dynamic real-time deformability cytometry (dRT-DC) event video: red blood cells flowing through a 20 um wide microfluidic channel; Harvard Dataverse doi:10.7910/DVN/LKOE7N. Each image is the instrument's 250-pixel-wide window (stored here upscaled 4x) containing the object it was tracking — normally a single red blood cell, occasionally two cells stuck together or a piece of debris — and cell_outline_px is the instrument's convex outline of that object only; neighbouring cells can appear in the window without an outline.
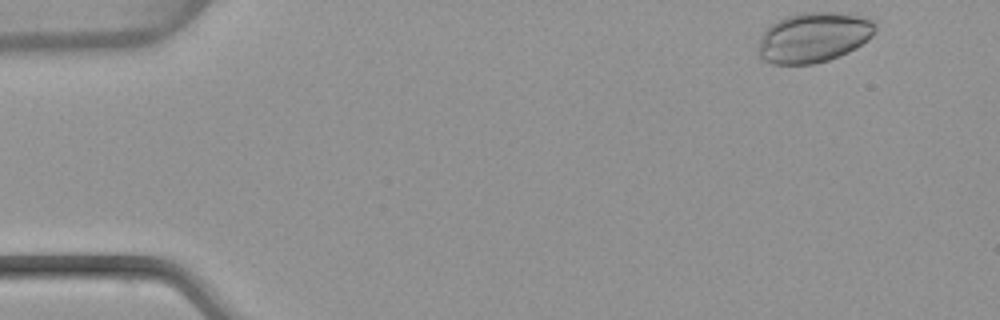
{"species": "common noctule bat (a hibernating species)", "species_latin": "Nyctalus noctula", "temperature_condition": "warm", "stored_images_in_passage": 47, "camera_frame_rate_fps": 3000, "um_per_image_px": 0.085, "animal": {"sex": "female", "body_mass_g": 22.7, "forearm_length_mm": 54.2}, "frame": {"image": 1, "passage_image": 1, "time_ms": 0.0, "image_size_px": [1000, 320], "cell_outline_px": [[876, 32], [868, 40], [856, 48], [840, 56], [828, 60], [812, 64], [772, 64], [764, 60], [756, 52], [756, 48], [760, 36], [776, 20], [784, 16], [800, 12], [836, 12], [868, 16], [876, 20]], "centroid_in_image_um": [69.18, 3.16], "position_along_channel_um": 15.8, "area_um2": 34.91}}
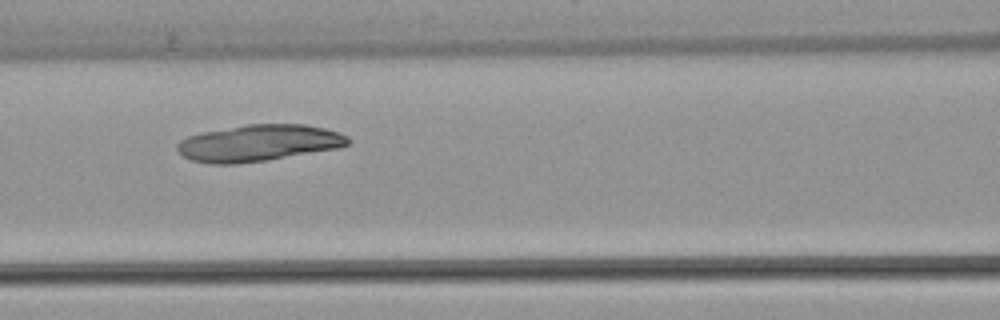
{"frame": {"image": 2, "passage_image": 19, "time_ms": 6.0, "image_size_px": [1000, 320], "cell_outline_px": [[352, 140], [348, 144], [336, 148], [264, 160], [236, 164], [208, 164], [192, 160], [184, 156], [176, 148], [176, 144], [180, 140], [188, 136], [200, 132], [244, 124], [304, 124], [324, 128], [348, 136]], "centroid_in_image_um": [21.93, 12.14], "position_along_channel_um": 144.7, "area_um2": 36.24}}
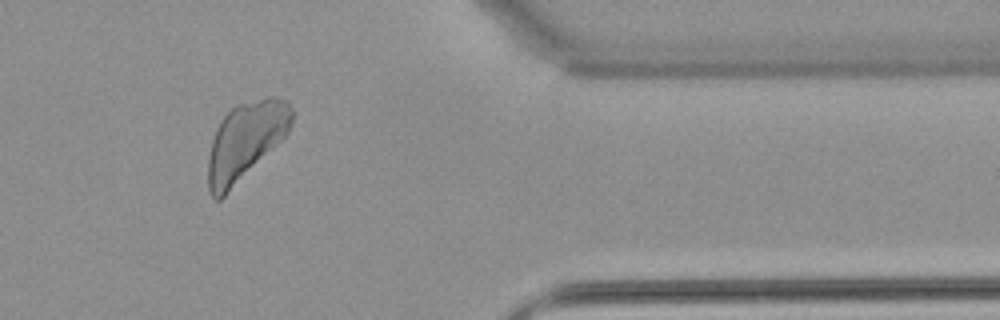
{"frame": {"image": 3, "passage_image": 39, "time_ms": 12.667, "image_size_px": [1000, 320], "cell_outline_px": [[292, 120], [288, 132], [220, 200], [216, 200], [212, 196], [208, 188], [208, 156], [212, 140], [216, 128], [220, 120], [236, 104], [268, 96], [276, 96], [288, 100], [292, 108]], "centroid_in_image_um": [20.86, 11.93], "position_along_channel_um": 390.5, "area_um2": 37.4}}